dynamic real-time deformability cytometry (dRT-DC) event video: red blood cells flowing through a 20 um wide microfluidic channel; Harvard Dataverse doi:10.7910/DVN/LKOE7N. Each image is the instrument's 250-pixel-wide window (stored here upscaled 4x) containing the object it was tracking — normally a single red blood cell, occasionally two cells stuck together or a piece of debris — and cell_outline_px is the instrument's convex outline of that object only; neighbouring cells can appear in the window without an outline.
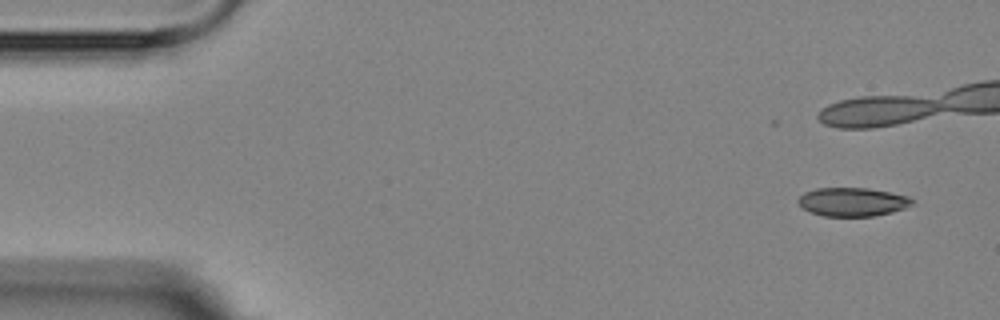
{"species": "Egyptian fruit bat (a non-hibernating species)", "species_latin": "Rousettus aegyptiacus", "temperature_condition": "room temperature", "stored_images_in_passage": 5, "camera_frame_rate_fps": 3000, "um_per_image_px": 0.085, "animal": {"sex": "female"}, "frame": {"image": 1, "passage_image": 1, "time_ms": 0.0, "image_size_px": [1000, 320], "cell_outline_px": [[912, 204], [904, 208], [892, 212], [872, 216], [824, 216], [812, 212], [804, 208], [796, 200], [804, 192], [816, 188], [868, 188], [908, 196], [912, 200]], "centroid_in_image_um": [72.44, 17.15], "position_along_channel_um": 12.6, "area_um2": 18.79}}